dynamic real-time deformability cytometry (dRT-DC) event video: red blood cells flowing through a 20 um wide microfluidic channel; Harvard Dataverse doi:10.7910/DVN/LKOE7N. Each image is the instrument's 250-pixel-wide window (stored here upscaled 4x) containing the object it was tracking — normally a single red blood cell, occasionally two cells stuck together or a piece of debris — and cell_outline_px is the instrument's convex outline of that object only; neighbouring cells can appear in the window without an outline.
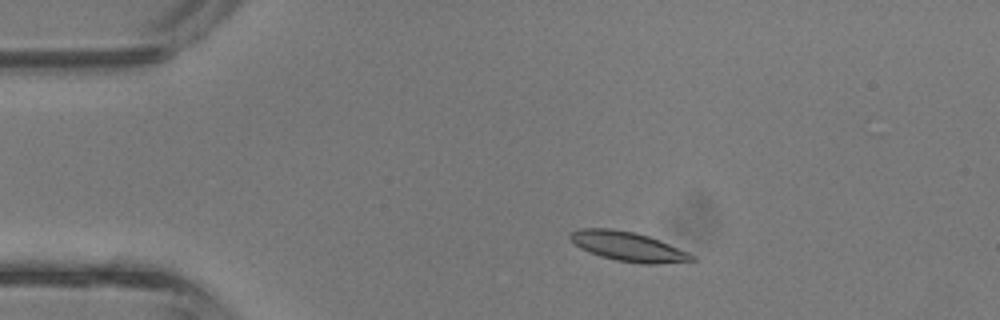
{"species": "common noctule bat (a hibernating species)", "species_latin": "Nyctalus noctula", "temperature_condition": "room temperature", "stored_images_in_passage": 3, "camera_frame_rate_fps": 3000, "um_per_image_px": 0.085, "animal": {"sex": "male", "body_mass_g": 13.3}, "frame": {"image": 1, "passage_image": 2, "time_ms": 0.333, "image_size_px": [1000, 320], "cell_outline_px": [[696, 260], [656, 264], [644, 264], [616, 260], [600, 256], [580, 248], [568, 236], [572, 232], [580, 228], [612, 228], [632, 232], [648, 236], [660, 240], [688, 252], [696, 256]], "centroid_in_image_um": [53.4, 20.95], "position_along_channel_um": 31.6, "area_um2": 20.69}}